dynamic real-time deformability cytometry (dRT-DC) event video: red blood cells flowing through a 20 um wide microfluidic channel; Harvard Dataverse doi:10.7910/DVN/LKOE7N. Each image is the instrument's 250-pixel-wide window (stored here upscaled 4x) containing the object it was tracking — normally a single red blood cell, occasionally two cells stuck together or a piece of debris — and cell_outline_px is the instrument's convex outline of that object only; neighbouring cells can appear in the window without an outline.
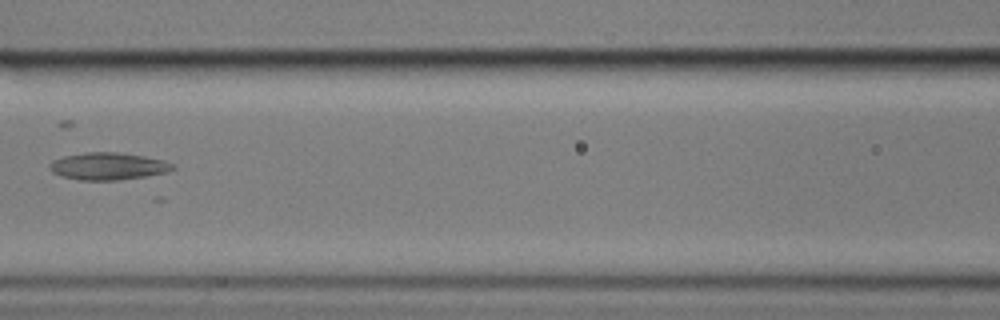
{"species": "common noctule bat (a hibernating species)", "species_latin": "Nyctalus noctula", "temperature_condition": "cold", "stored_images_in_passage": 15, "camera_frame_rate_fps": 3000, "um_per_image_px": 0.085, "animal": {"sex": "male", "body_mass_g": 17.9}, "frame": {"image": 1, "passage_image": 7, "time_ms": 8.0, "image_size_px": [1000, 320], "cell_outline_px": [[176, 168], [168, 172], [120, 180], [80, 180], [60, 176], [52, 172], [48, 168], [48, 164], [52, 160], [64, 156], [84, 152], [116, 152], [144, 156], [164, 160], [176, 164]], "centroid_in_image_um": [9.18, 14.12], "position_along_channel_um": 157.4, "area_um2": 19.77}}
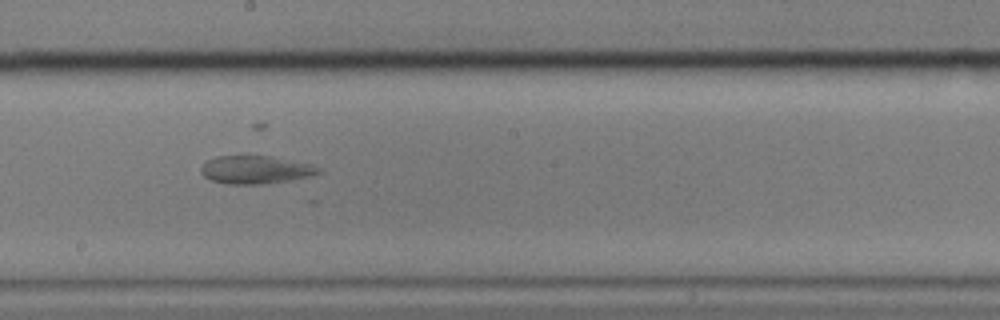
{"frame": {"image": 2, "passage_image": 9, "time_ms": 10.0, "image_size_px": [1000, 320], "cell_outline_px": [[324, 168], [320, 172], [308, 176], [292, 180], [260, 184], [228, 184], [212, 180], [204, 176], [200, 172], [200, 168], [208, 160], [216, 156], [272, 156], [312, 164]], "centroid_in_image_um": [21.75, 14.42], "position_along_channel_um": 226.4, "area_um2": 19.19}}
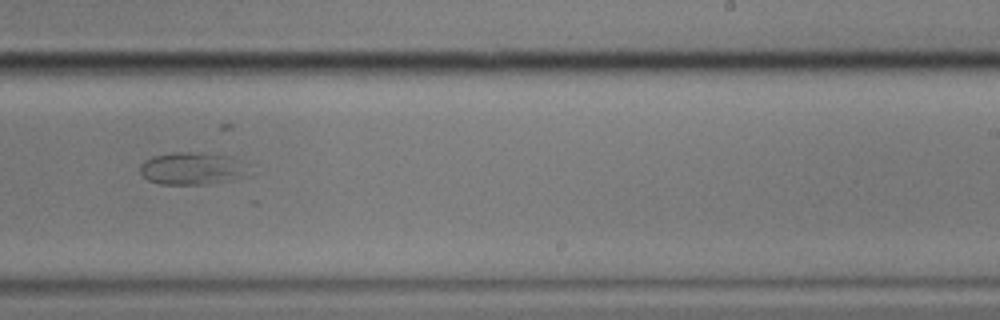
{"frame": {"image": 3, "passage_image": 10, "time_ms": 11.333, "image_size_px": [1000, 320], "cell_outline_px": [[256, 172], [252, 176], [236, 180], [204, 184], [160, 184], [148, 180], [140, 172], [140, 164], [144, 160], [152, 156], [172, 152], [200, 152], [228, 156], [244, 160]], "centroid_in_image_um": [16.5, 14.32], "position_along_channel_um": 272.5, "area_um2": 21.5}}